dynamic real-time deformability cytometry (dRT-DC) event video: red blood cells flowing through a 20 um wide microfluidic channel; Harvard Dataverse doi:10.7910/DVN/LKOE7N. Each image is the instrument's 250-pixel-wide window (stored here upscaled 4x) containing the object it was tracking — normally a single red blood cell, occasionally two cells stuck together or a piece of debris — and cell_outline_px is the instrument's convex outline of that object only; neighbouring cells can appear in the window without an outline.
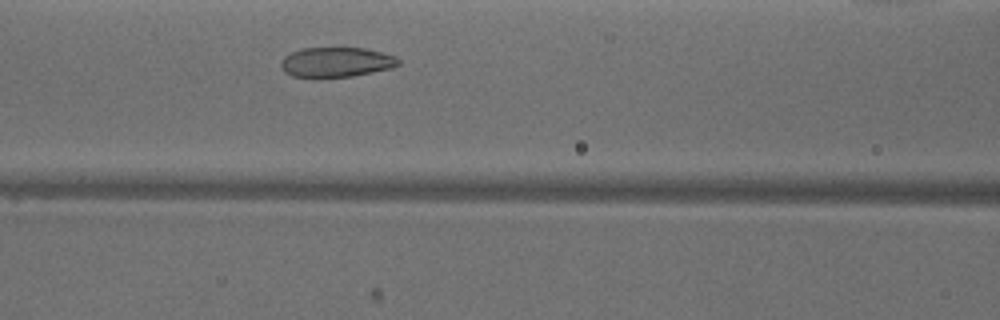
{"species": "common noctule bat (a hibernating species)", "species_latin": "Nyctalus noctula", "temperature_condition": "warm", "stored_images_in_passage": 29, "camera_frame_rate_fps": 3000, "um_per_image_px": 0.085, "animal": {"sex": "male", "body_mass_g": 18.8}, "frame": {"image": 1, "passage_image": 11, "time_ms": 3.333, "image_size_px": [1000, 320], "cell_outline_px": [[400, 64], [392, 68], [352, 76], [292, 76], [284, 72], [280, 64], [280, 60], [284, 56], [300, 48], [364, 48], [396, 56], [400, 60]], "centroid_in_image_um": [28.58, 5.27], "position_along_channel_um": 138.0, "area_um2": 20.23}}
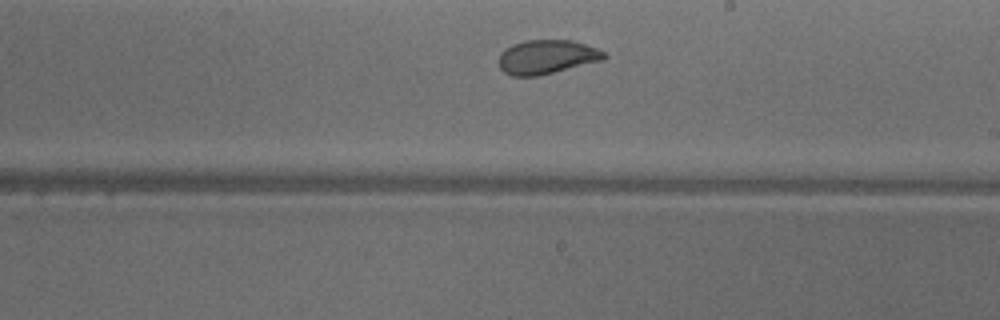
{"frame": {"image": 2, "passage_image": 19, "time_ms": 6.0, "image_size_px": [1000, 320], "cell_outline_px": [[608, 56], [604, 60], [536, 76], [512, 76], [504, 72], [500, 68], [500, 52], [512, 44], [524, 40], [572, 40], [596, 48], [604, 52]], "centroid_in_image_um": [46.47, 4.83], "position_along_channel_um": 242.5, "area_um2": 20.81}}
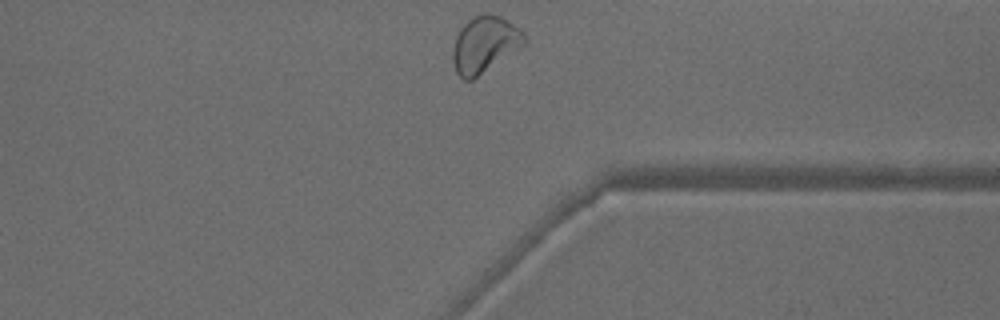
{"frame": {"image": 3, "passage_image": 29, "time_ms": 9.333, "image_size_px": [1000, 320], "cell_outline_px": [[528, 40], [524, 44], [472, 80], [464, 80], [456, 72], [452, 60], [452, 48], [456, 36], [460, 28], [472, 16], [500, 16], [508, 20], [520, 28], [524, 32]], "centroid_in_image_um": [41.18, 3.78], "position_along_channel_um": 370.2, "area_um2": 23.12}, "authors_computed_cell_mechanics": {"area_um2": 21.4438, "velocity_mm_per_s": 3.9298, "shape_relaxation_time_tau1_ms": 7.767, "shape_relaxation_time_tau2_ms": 1.0504, "deformation_change_tau1": 0.1576, "deformation_change_tau2": 0.0685}}